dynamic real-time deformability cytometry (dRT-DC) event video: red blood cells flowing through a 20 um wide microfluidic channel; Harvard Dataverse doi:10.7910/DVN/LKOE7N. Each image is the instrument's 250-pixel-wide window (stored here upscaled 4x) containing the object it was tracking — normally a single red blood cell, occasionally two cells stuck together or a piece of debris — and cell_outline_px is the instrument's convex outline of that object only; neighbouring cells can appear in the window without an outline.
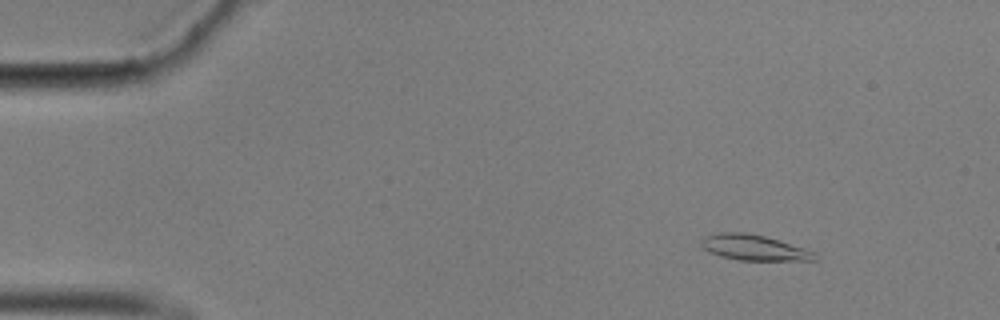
{"species": "common noctule bat (a hibernating species)", "species_latin": "Nyctalus noctula", "temperature_condition": "cold", "stored_images_in_passage": 57, "camera_frame_rate_fps": 3000, "um_per_image_px": 0.085, "animal": {"sex": "male", "body_mass_g": 17.9}, "frame": {"image": 1, "passage_image": 7, "time_ms": 2.0, "image_size_px": [1000, 320], "cell_outline_px": [[820, 256], [816, 260], [740, 260], [720, 256], [704, 248], [700, 244], [700, 240], [704, 236], [720, 232], [744, 232], [764, 236], [804, 248], [816, 252]], "centroid_in_image_um": [64.1, 21.04], "position_along_channel_um": 20.9, "area_um2": 16.82}}
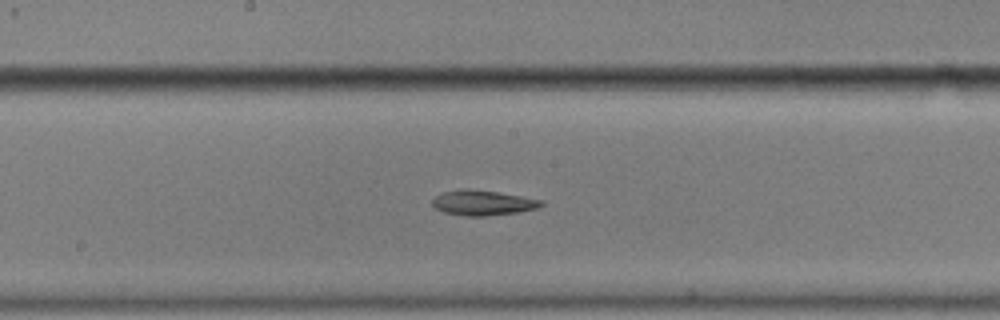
{"frame": {"image": 2, "passage_image": 30, "time_ms": 9.667, "image_size_px": [1000, 320], "cell_outline_px": [[544, 204], [540, 208], [520, 212], [488, 216], [464, 216], [444, 212], [436, 208], [432, 204], [432, 200], [436, 196], [444, 192], [464, 188], [468, 188], [496, 192], [544, 200]], "centroid_in_image_um": [41.08, 17.24], "position_along_channel_um": 207.1, "area_um2": 16.01}}
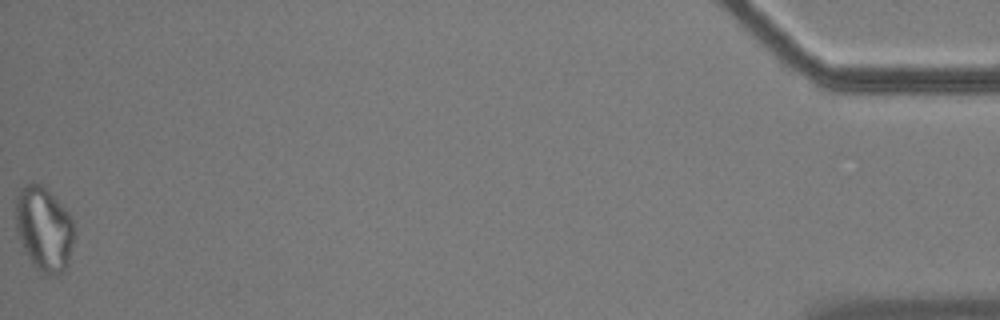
{"frame": {"image": 3, "passage_image": 57, "time_ms": 18.667, "image_size_px": [1000, 320], "cell_outline_px": [[76, 236], [68, 264], [60, 272], [48, 276], [36, 268], [28, 256], [20, 240], [16, 228], [16, 196], [20, 188], [28, 180], [32, 180], [48, 188], [68, 212], [72, 220]], "centroid_in_image_um": [3.75, 19.39], "position_along_channel_um": 431.4, "area_um2": 29.13}}